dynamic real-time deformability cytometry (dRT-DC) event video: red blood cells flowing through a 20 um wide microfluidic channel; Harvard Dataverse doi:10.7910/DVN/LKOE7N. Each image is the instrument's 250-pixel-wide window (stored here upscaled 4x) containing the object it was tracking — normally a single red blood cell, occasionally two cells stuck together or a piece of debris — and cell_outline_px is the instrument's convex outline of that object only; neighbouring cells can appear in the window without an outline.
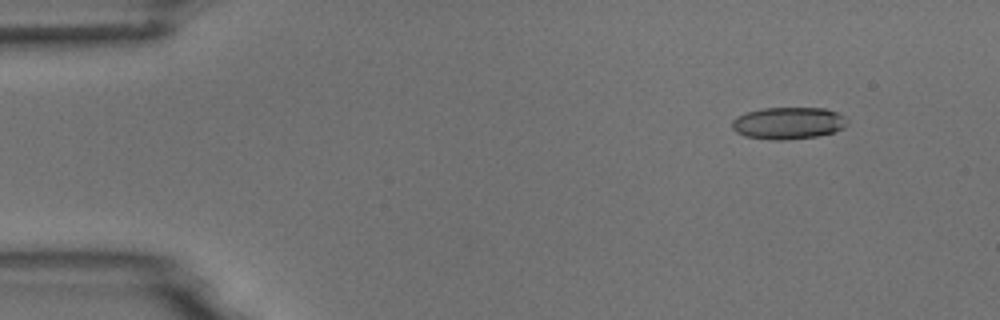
{"species": "common noctule bat (a hibernating species)", "species_latin": "Nyctalus noctula", "temperature_condition": "room temperature", "stored_images_in_passage": 5, "camera_frame_rate_fps": 3000, "um_per_image_px": 0.085, "animal": {"sex": "male", "body_mass_g": 18.8}, "frame": {"image": 1, "passage_image": 2, "time_ms": 1.0, "image_size_px": [1000, 320], "cell_outline_px": [[848, 124], [844, 128], [832, 132], [816, 136], [784, 140], [772, 140], [744, 136], [736, 132], [732, 128], [732, 120], [736, 116], [748, 112], [764, 108], [824, 108], [836, 112], [844, 116], [848, 120]], "centroid_in_image_um": [67.0, 10.47], "position_along_channel_um": 18.0, "area_um2": 21.5}}